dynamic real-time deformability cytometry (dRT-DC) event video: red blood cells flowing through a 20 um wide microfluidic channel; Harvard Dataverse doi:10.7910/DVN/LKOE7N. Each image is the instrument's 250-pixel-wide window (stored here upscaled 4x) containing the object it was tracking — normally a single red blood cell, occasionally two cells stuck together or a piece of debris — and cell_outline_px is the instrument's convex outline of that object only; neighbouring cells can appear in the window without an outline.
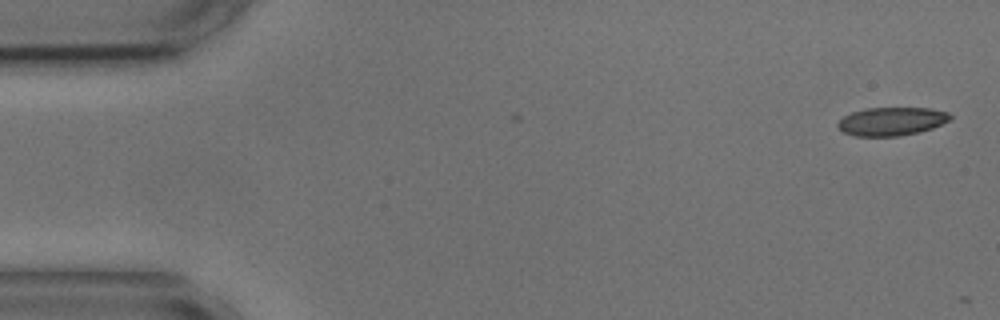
{"species": "common noctule bat (a hibernating species)", "species_latin": "Nyctalus noctula", "temperature_condition": "cold", "stored_images_in_passage": 2, "camera_frame_rate_fps": 3000, "um_per_image_px": 0.085, "animal": {"sex": "male", "body_mass_g": 17.9, "forearm_length_mm": 54.2}, "frame": {"image": 1, "passage_image": 2, "time_ms": 0.333, "image_size_px": [1000, 320], "cell_outline_px": [[952, 120], [932, 128], [900, 136], [856, 136], [844, 132], [836, 124], [844, 116], [852, 112], [864, 108], [932, 108], [948, 112], [952, 116]], "centroid_in_image_um": [75.82, 10.3], "position_along_channel_um": 9.2, "area_um2": 18.55}}